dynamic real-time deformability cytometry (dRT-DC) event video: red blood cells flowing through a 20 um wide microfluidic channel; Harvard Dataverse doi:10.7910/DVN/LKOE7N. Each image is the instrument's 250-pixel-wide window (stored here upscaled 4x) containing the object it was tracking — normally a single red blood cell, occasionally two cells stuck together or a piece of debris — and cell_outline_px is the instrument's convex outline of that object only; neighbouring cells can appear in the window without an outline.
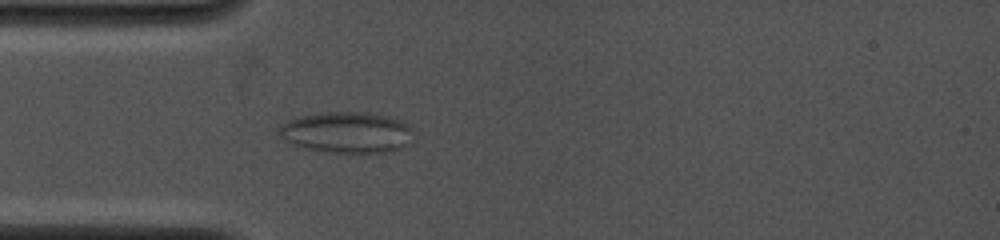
{"species": "common noctule bat (a hibernating species)", "species_latin": "Nyctalus noctula", "temperature_condition": "cold", "stored_images_in_passage": 5, "camera_frame_rate_fps": 4000, "um_per_image_px": 0.085, "animal": {"sex": "female", "body_mass_g": 19.0, "forearm_length_mm": 53.3}, "frame": {"image": 1, "passage_image": 5, "time_ms": 2.75, "image_size_px": [1000, 240], "cell_outline_px": [[412, 128], [408, 144], [392, 152], [332, 152], [308, 148], [292, 144], [280, 136], [276, 132], [280, 124], [288, 120], [300, 116], [324, 112], [364, 112], [384, 116], [400, 120], [408, 124]], "centroid_in_image_um": [29.45, 11.24], "position_along_channel_um": 55.6, "area_um2": 31.91}}